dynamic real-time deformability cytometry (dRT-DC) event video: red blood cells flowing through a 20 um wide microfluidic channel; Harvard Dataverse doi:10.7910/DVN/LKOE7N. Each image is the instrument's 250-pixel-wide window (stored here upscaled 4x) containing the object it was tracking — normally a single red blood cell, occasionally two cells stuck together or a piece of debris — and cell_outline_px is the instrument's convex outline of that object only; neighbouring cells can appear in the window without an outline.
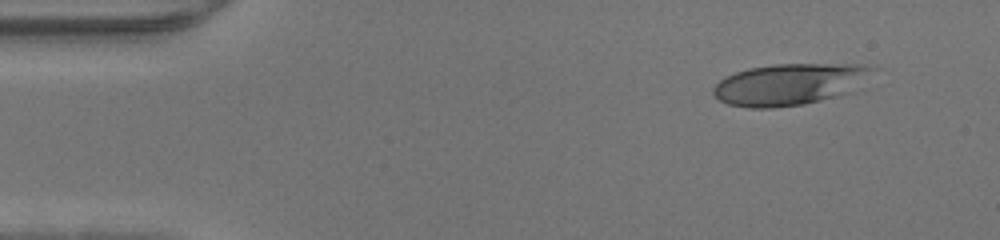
{"species": "human", "species_latin": "Homo sapiens", "temperature_condition": "warm", "stored_images_in_passage": 43, "camera_frame_rate_fps": 3000, "um_per_image_px": 0.085, "donor": {"sex": "male"}, "frame": {"image": 1, "passage_image": 1, "time_ms": 0.0, "image_size_px": [1000, 240], "cell_outline_px": [[880, 68], [852, 92], [804, 104], [772, 108], [748, 108], [728, 104], [720, 100], [712, 92], [712, 88], [720, 80], [736, 72], [748, 68], [776, 64], [864, 64]], "centroid_in_image_um": [67.17, 7.15], "position_along_channel_um": 17.8, "area_um2": 38.78}}
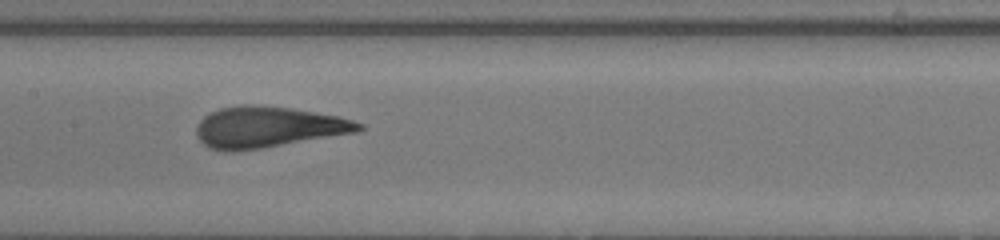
{"frame": {"image": 2, "passage_image": 19, "time_ms": 6.0, "image_size_px": [1000, 240], "cell_outline_px": [[364, 128], [356, 132], [260, 148], [232, 152], [224, 152], [208, 148], [196, 136], [196, 128], [200, 120], [204, 116], [220, 108], [244, 104], [252, 104], [288, 108], [340, 116], [364, 124]], "centroid_in_image_um": [22.74, 10.81], "position_along_channel_um": 184.7, "area_um2": 38.61}}
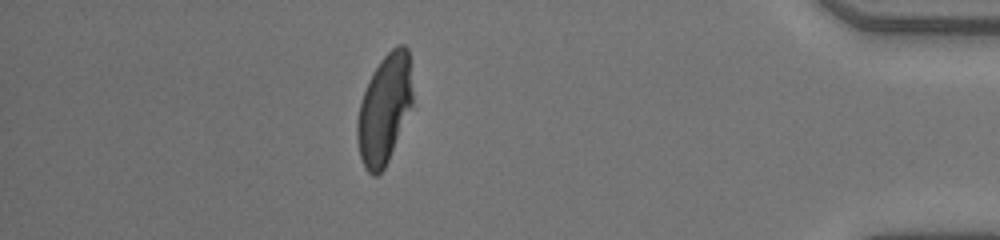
{"frame": {"image": 3, "passage_image": 37, "time_ms": 12.0, "image_size_px": [1000, 240], "cell_outline_px": [[412, 104], [388, 160], [384, 168], [376, 176], [372, 176], [364, 168], [360, 156], [356, 136], [356, 120], [360, 104], [364, 92], [372, 72], [380, 60], [396, 44], [404, 44], [408, 48], [412, 92]], "centroid_in_image_um": [32.65, 9.26], "position_along_channel_um": 402.6, "area_um2": 34.97}}